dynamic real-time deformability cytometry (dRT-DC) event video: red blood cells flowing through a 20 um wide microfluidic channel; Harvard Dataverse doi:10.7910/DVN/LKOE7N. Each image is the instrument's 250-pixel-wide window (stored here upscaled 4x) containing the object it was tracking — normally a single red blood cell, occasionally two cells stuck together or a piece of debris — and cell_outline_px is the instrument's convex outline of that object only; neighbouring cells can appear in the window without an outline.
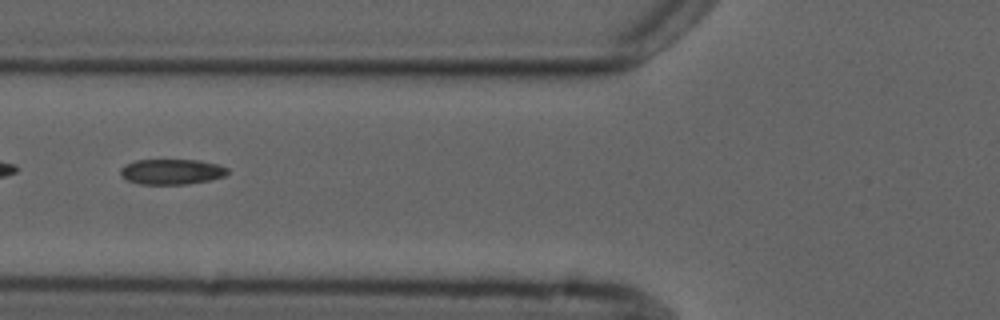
{"species": "common noctule bat (a hibernating species)", "species_latin": "Nyctalus noctula", "temperature_condition": "cold", "stored_images_in_passage": 7, "camera_frame_rate_fps": 3000, "um_per_image_px": 0.085, "animal": {"sex": "male", "forearm_length_mm": 52.5}, "frame": {"image": 1, "passage_image": 5, "time_ms": 5.667, "image_size_px": [1000, 320], "cell_outline_px": [[228, 172], [224, 176], [208, 180], [188, 184], [140, 184], [128, 180], [120, 176], [120, 168], [124, 164], [136, 160], [200, 160], [216, 164], [228, 168]], "centroid_in_image_um": [14.55, 14.59], "position_along_channel_um": 111.2, "area_um2": 15.84}}
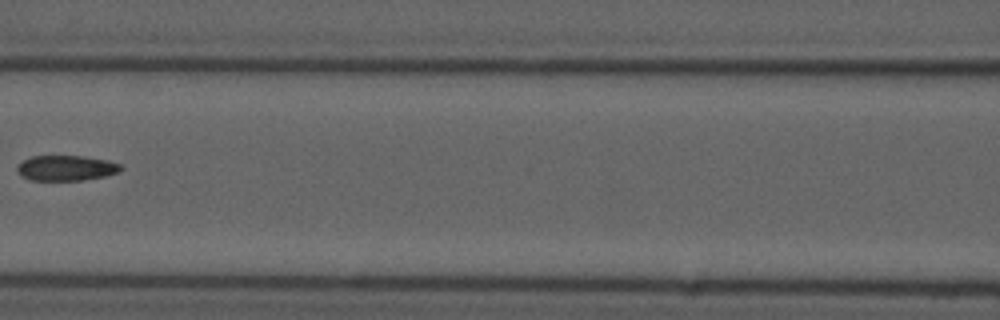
{"frame": {"image": 2, "passage_image": 6, "time_ms": 7.0, "image_size_px": [1000, 320], "cell_outline_px": [[124, 168], [116, 172], [104, 176], [80, 180], [32, 180], [20, 176], [16, 168], [24, 160], [32, 156], [84, 156], [108, 160], [120, 164]], "centroid_in_image_um": [5.62, 14.28], "position_along_channel_um": 161.0, "area_um2": 15.14}}
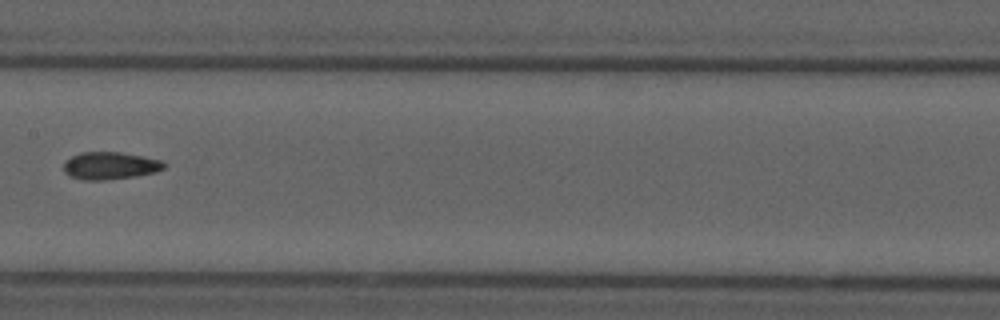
{"frame": {"image": 3, "passage_image": 7, "time_ms": 8.0, "image_size_px": [1000, 320], "cell_outline_px": [[168, 164], [164, 168], [156, 172], [136, 176], [104, 180], [84, 180], [68, 176], [64, 172], [64, 160], [80, 152], [120, 152], [144, 156], [160, 160]], "centroid_in_image_um": [9.35, 14.08], "position_along_channel_um": 198.0, "area_um2": 16.24}}